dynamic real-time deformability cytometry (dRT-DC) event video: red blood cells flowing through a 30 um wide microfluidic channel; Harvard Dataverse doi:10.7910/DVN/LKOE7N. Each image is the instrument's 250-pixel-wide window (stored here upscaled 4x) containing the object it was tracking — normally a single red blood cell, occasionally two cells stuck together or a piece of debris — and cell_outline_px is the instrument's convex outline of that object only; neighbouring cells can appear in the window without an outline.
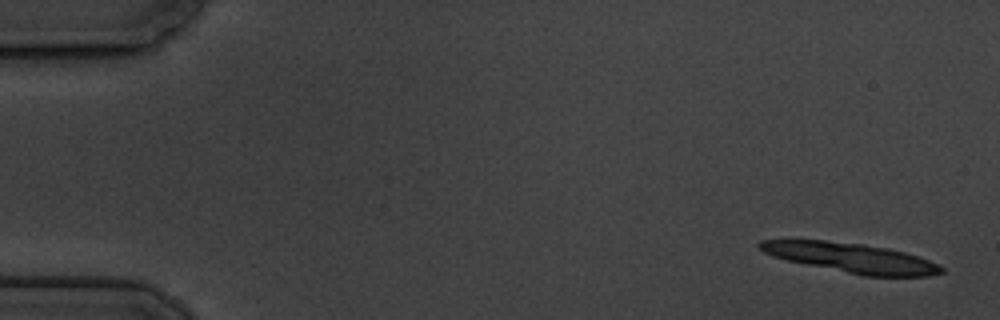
{"species": "common noctule bat (a hibernating species)", "species_latin": "Nyctalus noctula", "temperature_condition": "cold", "stored_images_in_passage": 7, "camera_frame_rate_fps": 3000, "um_per_image_px": 0.085, "animal": {"sex": "male", "body_mass_g": 19.5, "forearm_length_mm": 54.6}, "frame": {"image": 1, "passage_image": 1, "time_ms": 0.0, "image_size_px": [1000, 320], "cell_outline_px": [[944, 272], [928, 276], [864, 276], [788, 260], [764, 252], [756, 244], [760, 240], [792, 236], [864, 244], [888, 248], [904, 252], [928, 260], [944, 268]], "centroid_in_image_um": [72.21, 21.85], "position_along_channel_um": 12.8, "area_um2": 31.85}}
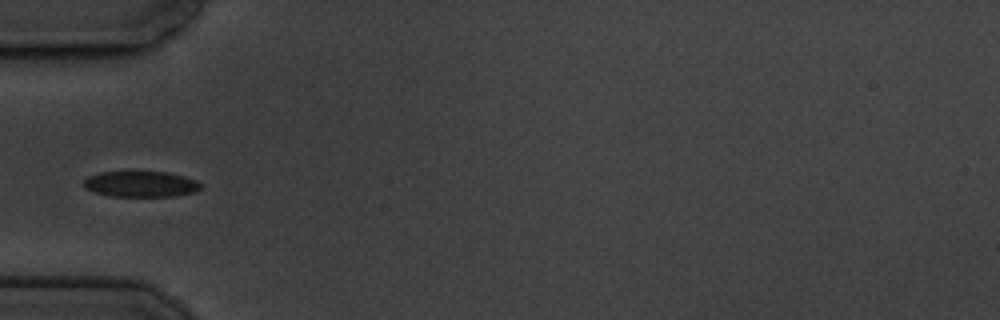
{"frame": {"image": 2, "passage_image": 6, "time_ms": 5.667, "image_size_px": [1000, 320], "cell_outline_px": [[204, 184], [196, 192], [172, 196], [108, 196], [92, 192], [84, 188], [84, 180], [88, 176], [100, 172], [132, 168], [168, 172], [184, 176], [196, 180]], "centroid_in_image_um": [11.93, 15.59], "position_along_channel_um": 73.1, "area_um2": 18.73}}